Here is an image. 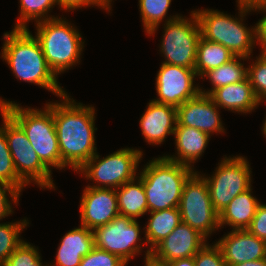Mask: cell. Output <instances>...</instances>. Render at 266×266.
<instances>
[{
	"label": "cell",
	"mask_w": 266,
	"mask_h": 266,
	"mask_svg": "<svg viewBox=\"0 0 266 266\" xmlns=\"http://www.w3.org/2000/svg\"><path fill=\"white\" fill-rule=\"evenodd\" d=\"M57 4L59 5L61 10L66 11H73L77 9H81L82 7L86 8L88 6H98L101 7L104 10H107L108 13L111 10V7L109 3L106 0H56Z\"/></svg>",
	"instance_id": "d590c367"
},
{
	"label": "cell",
	"mask_w": 266,
	"mask_h": 266,
	"mask_svg": "<svg viewBox=\"0 0 266 266\" xmlns=\"http://www.w3.org/2000/svg\"><path fill=\"white\" fill-rule=\"evenodd\" d=\"M175 148L177 155H164L167 159L193 168V164L204 153L210 135L193 127L175 126ZM193 163V164H192Z\"/></svg>",
	"instance_id": "44dd1931"
},
{
	"label": "cell",
	"mask_w": 266,
	"mask_h": 266,
	"mask_svg": "<svg viewBox=\"0 0 266 266\" xmlns=\"http://www.w3.org/2000/svg\"><path fill=\"white\" fill-rule=\"evenodd\" d=\"M0 181L13 185L19 192L27 184L17 175L4 129L0 126Z\"/></svg>",
	"instance_id": "f546056e"
},
{
	"label": "cell",
	"mask_w": 266,
	"mask_h": 266,
	"mask_svg": "<svg viewBox=\"0 0 266 266\" xmlns=\"http://www.w3.org/2000/svg\"><path fill=\"white\" fill-rule=\"evenodd\" d=\"M108 3H109V5L111 6V3H112V0H106Z\"/></svg>",
	"instance_id": "f6af8a7d"
},
{
	"label": "cell",
	"mask_w": 266,
	"mask_h": 266,
	"mask_svg": "<svg viewBox=\"0 0 266 266\" xmlns=\"http://www.w3.org/2000/svg\"><path fill=\"white\" fill-rule=\"evenodd\" d=\"M156 76L158 98L153 102L177 108L200 93V86L194 84L195 69L162 63Z\"/></svg>",
	"instance_id": "4fadbf2b"
},
{
	"label": "cell",
	"mask_w": 266,
	"mask_h": 266,
	"mask_svg": "<svg viewBox=\"0 0 266 266\" xmlns=\"http://www.w3.org/2000/svg\"><path fill=\"white\" fill-rule=\"evenodd\" d=\"M215 172L204 178L214 209L220 213L239 194L252 187L249 161L243 156L222 158Z\"/></svg>",
	"instance_id": "8fae6325"
},
{
	"label": "cell",
	"mask_w": 266,
	"mask_h": 266,
	"mask_svg": "<svg viewBox=\"0 0 266 266\" xmlns=\"http://www.w3.org/2000/svg\"><path fill=\"white\" fill-rule=\"evenodd\" d=\"M260 201L252 195V187L237 195L227 207L219 213V225L232 227V230L247 229L253 220Z\"/></svg>",
	"instance_id": "7402d4cb"
},
{
	"label": "cell",
	"mask_w": 266,
	"mask_h": 266,
	"mask_svg": "<svg viewBox=\"0 0 266 266\" xmlns=\"http://www.w3.org/2000/svg\"><path fill=\"white\" fill-rule=\"evenodd\" d=\"M256 237L266 241V204H259L256 214L247 228Z\"/></svg>",
	"instance_id": "8d00e7d4"
},
{
	"label": "cell",
	"mask_w": 266,
	"mask_h": 266,
	"mask_svg": "<svg viewBox=\"0 0 266 266\" xmlns=\"http://www.w3.org/2000/svg\"><path fill=\"white\" fill-rule=\"evenodd\" d=\"M228 266L266 258V241L244 230H232L215 242Z\"/></svg>",
	"instance_id": "e0dca14e"
},
{
	"label": "cell",
	"mask_w": 266,
	"mask_h": 266,
	"mask_svg": "<svg viewBox=\"0 0 266 266\" xmlns=\"http://www.w3.org/2000/svg\"><path fill=\"white\" fill-rule=\"evenodd\" d=\"M167 266H195L194 257L176 259L166 263Z\"/></svg>",
	"instance_id": "f35d334b"
},
{
	"label": "cell",
	"mask_w": 266,
	"mask_h": 266,
	"mask_svg": "<svg viewBox=\"0 0 266 266\" xmlns=\"http://www.w3.org/2000/svg\"><path fill=\"white\" fill-rule=\"evenodd\" d=\"M238 10L240 19L214 9H197L194 12L202 38L225 46L234 56L250 59L257 43V24L251 29L243 22L244 17L253 11L251 8L238 6Z\"/></svg>",
	"instance_id": "5b68a950"
},
{
	"label": "cell",
	"mask_w": 266,
	"mask_h": 266,
	"mask_svg": "<svg viewBox=\"0 0 266 266\" xmlns=\"http://www.w3.org/2000/svg\"><path fill=\"white\" fill-rule=\"evenodd\" d=\"M232 266H266V258L243 262V263L232 265Z\"/></svg>",
	"instance_id": "60d3db41"
},
{
	"label": "cell",
	"mask_w": 266,
	"mask_h": 266,
	"mask_svg": "<svg viewBox=\"0 0 266 266\" xmlns=\"http://www.w3.org/2000/svg\"><path fill=\"white\" fill-rule=\"evenodd\" d=\"M172 0H139V11L145 32L154 35L167 16Z\"/></svg>",
	"instance_id": "83f0119b"
},
{
	"label": "cell",
	"mask_w": 266,
	"mask_h": 266,
	"mask_svg": "<svg viewBox=\"0 0 266 266\" xmlns=\"http://www.w3.org/2000/svg\"><path fill=\"white\" fill-rule=\"evenodd\" d=\"M0 113L3 121L1 127L5 131L8 148L12 155L17 175L27 185L33 182L41 189H54L52 171L33 150L25 132L2 108H0Z\"/></svg>",
	"instance_id": "52a82bcc"
},
{
	"label": "cell",
	"mask_w": 266,
	"mask_h": 266,
	"mask_svg": "<svg viewBox=\"0 0 266 266\" xmlns=\"http://www.w3.org/2000/svg\"><path fill=\"white\" fill-rule=\"evenodd\" d=\"M21 193L11 184L0 181V220L14 213L12 203L18 204ZM10 200H9V198Z\"/></svg>",
	"instance_id": "e575fe53"
},
{
	"label": "cell",
	"mask_w": 266,
	"mask_h": 266,
	"mask_svg": "<svg viewBox=\"0 0 266 266\" xmlns=\"http://www.w3.org/2000/svg\"><path fill=\"white\" fill-rule=\"evenodd\" d=\"M266 7V0H258V9Z\"/></svg>",
	"instance_id": "ee69618b"
},
{
	"label": "cell",
	"mask_w": 266,
	"mask_h": 266,
	"mask_svg": "<svg viewBox=\"0 0 266 266\" xmlns=\"http://www.w3.org/2000/svg\"><path fill=\"white\" fill-rule=\"evenodd\" d=\"M264 101H266V98L260 100V103L261 102L263 103ZM261 131H262V134L264 135V137L266 138V116H265V120H264V123H263Z\"/></svg>",
	"instance_id": "7bdbcfd3"
},
{
	"label": "cell",
	"mask_w": 266,
	"mask_h": 266,
	"mask_svg": "<svg viewBox=\"0 0 266 266\" xmlns=\"http://www.w3.org/2000/svg\"><path fill=\"white\" fill-rule=\"evenodd\" d=\"M190 16L170 15L164 21V34L159 47L165 57L162 63L195 69L201 31L195 12L191 11Z\"/></svg>",
	"instance_id": "ba28073f"
},
{
	"label": "cell",
	"mask_w": 266,
	"mask_h": 266,
	"mask_svg": "<svg viewBox=\"0 0 266 266\" xmlns=\"http://www.w3.org/2000/svg\"><path fill=\"white\" fill-rule=\"evenodd\" d=\"M207 242L194 256L195 266H228L219 246Z\"/></svg>",
	"instance_id": "836d02e7"
},
{
	"label": "cell",
	"mask_w": 266,
	"mask_h": 266,
	"mask_svg": "<svg viewBox=\"0 0 266 266\" xmlns=\"http://www.w3.org/2000/svg\"><path fill=\"white\" fill-rule=\"evenodd\" d=\"M247 59L249 60L247 57L234 56L231 60L216 69L205 72L201 78L209 79L213 87L208 91L199 87L200 94L210 95L219 87L245 80L248 75V68L244 67V63L242 64L241 60L244 61Z\"/></svg>",
	"instance_id": "d4e9b609"
},
{
	"label": "cell",
	"mask_w": 266,
	"mask_h": 266,
	"mask_svg": "<svg viewBox=\"0 0 266 266\" xmlns=\"http://www.w3.org/2000/svg\"><path fill=\"white\" fill-rule=\"evenodd\" d=\"M220 108L235 113H251L260 105L248 77L238 83L225 85L215 89L209 95Z\"/></svg>",
	"instance_id": "d6986e66"
},
{
	"label": "cell",
	"mask_w": 266,
	"mask_h": 266,
	"mask_svg": "<svg viewBox=\"0 0 266 266\" xmlns=\"http://www.w3.org/2000/svg\"><path fill=\"white\" fill-rule=\"evenodd\" d=\"M238 6L251 8L254 12L258 10V0H236Z\"/></svg>",
	"instance_id": "ab89813d"
},
{
	"label": "cell",
	"mask_w": 266,
	"mask_h": 266,
	"mask_svg": "<svg viewBox=\"0 0 266 266\" xmlns=\"http://www.w3.org/2000/svg\"><path fill=\"white\" fill-rule=\"evenodd\" d=\"M139 172L148 212H152L179 207L184 184L195 170L161 156L147 162Z\"/></svg>",
	"instance_id": "277c9868"
},
{
	"label": "cell",
	"mask_w": 266,
	"mask_h": 266,
	"mask_svg": "<svg viewBox=\"0 0 266 266\" xmlns=\"http://www.w3.org/2000/svg\"><path fill=\"white\" fill-rule=\"evenodd\" d=\"M127 263L119 256L94 247L85 255L79 266H126Z\"/></svg>",
	"instance_id": "d6a6232c"
},
{
	"label": "cell",
	"mask_w": 266,
	"mask_h": 266,
	"mask_svg": "<svg viewBox=\"0 0 266 266\" xmlns=\"http://www.w3.org/2000/svg\"><path fill=\"white\" fill-rule=\"evenodd\" d=\"M148 213L150 218L144 226V239L149 248L145 252V260L150 258L151 250L182 222L179 207Z\"/></svg>",
	"instance_id": "603a6c76"
},
{
	"label": "cell",
	"mask_w": 266,
	"mask_h": 266,
	"mask_svg": "<svg viewBox=\"0 0 266 266\" xmlns=\"http://www.w3.org/2000/svg\"><path fill=\"white\" fill-rule=\"evenodd\" d=\"M138 223L130 217L116 216L108 224L93 230L95 247L119 256L128 264L130 259L141 254L142 247L147 243L140 242L141 228Z\"/></svg>",
	"instance_id": "7c38bea8"
},
{
	"label": "cell",
	"mask_w": 266,
	"mask_h": 266,
	"mask_svg": "<svg viewBox=\"0 0 266 266\" xmlns=\"http://www.w3.org/2000/svg\"><path fill=\"white\" fill-rule=\"evenodd\" d=\"M1 58L7 62L14 76L34 83L58 97L67 92L58 83V77L50 69L38 39L28 29H14L4 33Z\"/></svg>",
	"instance_id": "7a4b0ae2"
},
{
	"label": "cell",
	"mask_w": 266,
	"mask_h": 266,
	"mask_svg": "<svg viewBox=\"0 0 266 266\" xmlns=\"http://www.w3.org/2000/svg\"><path fill=\"white\" fill-rule=\"evenodd\" d=\"M257 11L265 12V15L256 23L257 24V42L262 49L260 54L266 55V7Z\"/></svg>",
	"instance_id": "74e56055"
},
{
	"label": "cell",
	"mask_w": 266,
	"mask_h": 266,
	"mask_svg": "<svg viewBox=\"0 0 266 266\" xmlns=\"http://www.w3.org/2000/svg\"><path fill=\"white\" fill-rule=\"evenodd\" d=\"M2 108L25 132L33 150L50 169L61 170V155L53 119V102L46 103L43 110L22 107L15 101L0 97Z\"/></svg>",
	"instance_id": "3957f363"
},
{
	"label": "cell",
	"mask_w": 266,
	"mask_h": 266,
	"mask_svg": "<svg viewBox=\"0 0 266 266\" xmlns=\"http://www.w3.org/2000/svg\"><path fill=\"white\" fill-rule=\"evenodd\" d=\"M94 247L93 231L80 225L63 236L57 248L56 261L50 266H79L82 258Z\"/></svg>",
	"instance_id": "ffe728a7"
},
{
	"label": "cell",
	"mask_w": 266,
	"mask_h": 266,
	"mask_svg": "<svg viewBox=\"0 0 266 266\" xmlns=\"http://www.w3.org/2000/svg\"><path fill=\"white\" fill-rule=\"evenodd\" d=\"M79 211L80 224L92 231L108 224L119 215L116 189L86 186Z\"/></svg>",
	"instance_id": "5bb4252c"
},
{
	"label": "cell",
	"mask_w": 266,
	"mask_h": 266,
	"mask_svg": "<svg viewBox=\"0 0 266 266\" xmlns=\"http://www.w3.org/2000/svg\"><path fill=\"white\" fill-rule=\"evenodd\" d=\"M116 196L119 215L137 220L140 216L148 213L147 198L142 178L139 175L117 188Z\"/></svg>",
	"instance_id": "cb8c5ba5"
},
{
	"label": "cell",
	"mask_w": 266,
	"mask_h": 266,
	"mask_svg": "<svg viewBox=\"0 0 266 266\" xmlns=\"http://www.w3.org/2000/svg\"><path fill=\"white\" fill-rule=\"evenodd\" d=\"M143 138L150 145H161L168 135H173L177 123L176 107L153 102L140 119Z\"/></svg>",
	"instance_id": "ac0fdd59"
},
{
	"label": "cell",
	"mask_w": 266,
	"mask_h": 266,
	"mask_svg": "<svg viewBox=\"0 0 266 266\" xmlns=\"http://www.w3.org/2000/svg\"><path fill=\"white\" fill-rule=\"evenodd\" d=\"M144 262H145L144 266H167L166 264L158 263V262L152 260L151 258L144 260Z\"/></svg>",
	"instance_id": "b9f144b4"
},
{
	"label": "cell",
	"mask_w": 266,
	"mask_h": 266,
	"mask_svg": "<svg viewBox=\"0 0 266 266\" xmlns=\"http://www.w3.org/2000/svg\"><path fill=\"white\" fill-rule=\"evenodd\" d=\"M38 247L24 241L8 257L2 266H49L43 265Z\"/></svg>",
	"instance_id": "4dcf8cb0"
},
{
	"label": "cell",
	"mask_w": 266,
	"mask_h": 266,
	"mask_svg": "<svg viewBox=\"0 0 266 266\" xmlns=\"http://www.w3.org/2000/svg\"><path fill=\"white\" fill-rule=\"evenodd\" d=\"M53 102V119L61 155V170L78 171L96 153L95 108L77 103L69 94Z\"/></svg>",
	"instance_id": "6da1fadb"
},
{
	"label": "cell",
	"mask_w": 266,
	"mask_h": 266,
	"mask_svg": "<svg viewBox=\"0 0 266 266\" xmlns=\"http://www.w3.org/2000/svg\"><path fill=\"white\" fill-rule=\"evenodd\" d=\"M233 57L234 55L225 46L200 37L195 62L197 78L198 76L201 78L205 72L216 69Z\"/></svg>",
	"instance_id": "484cf974"
},
{
	"label": "cell",
	"mask_w": 266,
	"mask_h": 266,
	"mask_svg": "<svg viewBox=\"0 0 266 266\" xmlns=\"http://www.w3.org/2000/svg\"><path fill=\"white\" fill-rule=\"evenodd\" d=\"M143 154L142 150L134 148H121L104 158L96 153L77 172L97 184L87 186L117 189L137 177Z\"/></svg>",
	"instance_id": "9c48e42d"
},
{
	"label": "cell",
	"mask_w": 266,
	"mask_h": 266,
	"mask_svg": "<svg viewBox=\"0 0 266 266\" xmlns=\"http://www.w3.org/2000/svg\"><path fill=\"white\" fill-rule=\"evenodd\" d=\"M29 220L23 219L16 222L0 223V266L8 259L9 255L25 240L20 238L21 231L29 226Z\"/></svg>",
	"instance_id": "f1b7e54d"
},
{
	"label": "cell",
	"mask_w": 266,
	"mask_h": 266,
	"mask_svg": "<svg viewBox=\"0 0 266 266\" xmlns=\"http://www.w3.org/2000/svg\"><path fill=\"white\" fill-rule=\"evenodd\" d=\"M36 31L47 64L57 77L80 62L85 41L71 22L56 16L36 23Z\"/></svg>",
	"instance_id": "8992f818"
},
{
	"label": "cell",
	"mask_w": 266,
	"mask_h": 266,
	"mask_svg": "<svg viewBox=\"0 0 266 266\" xmlns=\"http://www.w3.org/2000/svg\"><path fill=\"white\" fill-rule=\"evenodd\" d=\"M20 16L14 29H28L27 24L34 20L35 24L47 19L56 18L49 16L51 8L57 4L56 0H19Z\"/></svg>",
	"instance_id": "4316f807"
},
{
	"label": "cell",
	"mask_w": 266,
	"mask_h": 266,
	"mask_svg": "<svg viewBox=\"0 0 266 266\" xmlns=\"http://www.w3.org/2000/svg\"><path fill=\"white\" fill-rule=\"evenodd\" d=\"M219 109L209 95L199 93L176 108V126L193 127L210 136L215 132L224 133Z\"/></svg>",
	"instance_id": "2e32d148"
},
{
	"label": "cell",
	"mask_w": 266,
	"mask_h": 266,
	"mask_svg": "<svg viewBox=\"0 0 266 266\" xmlns=\"http://www.w3.org/2000/svg\"><path fill=\"white\" fill-rule=\"evenodd\" d=\"M248 68V79L259 100L266 98V55L259 54Z\"/></svg>",
	"instance_id": "1f68e13d"
},
{
	"label": "cell",
	"mask_w": 266,
	"mask_h": 266,
	"mask_svg": "<svg viewBox=\"0 0 266 266\" xmlns=\"http://www.w3.org/2000/svg\"><path fill=\"white\" fill-rule=\"evenodd\" d=\"M206 243L203 235L181 222L151 250L150 258L166 264L176 259L194 257Z\"/></svg>",
	"instance_id": "9a60e30c"
},
{
	"label": "cell",
	"mask_w": 266,
	"mask_h": 266,
	"mask_svg": "<svg viewBox=\"0 0 266 266\" xmlns=\"http://www.w3.org/2000/svg\"><path fill=\"white\" fill-rule=\"evenodd\" d=\"M195 171L184 184L179 210L182 223L198 231L206 239L220 229L219 213L214 209L203 174Z\"/></svg>",
	"instance_id": "30bf717a"
}]
</instances>
